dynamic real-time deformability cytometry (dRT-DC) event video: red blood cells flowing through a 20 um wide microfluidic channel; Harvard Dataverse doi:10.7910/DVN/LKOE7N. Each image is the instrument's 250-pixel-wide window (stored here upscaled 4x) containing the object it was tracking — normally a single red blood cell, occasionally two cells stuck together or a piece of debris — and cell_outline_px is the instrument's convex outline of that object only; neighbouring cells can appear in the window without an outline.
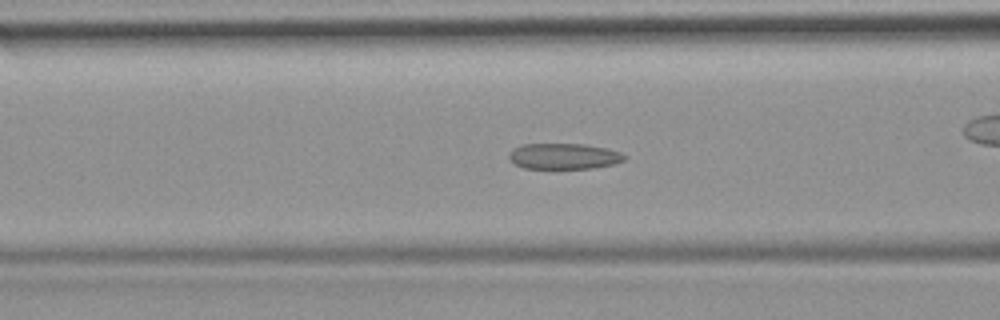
{"species": "common noctule bat (a hibernating species)", "species_latin": "Nyctalus noctula", "temperature_condition": "room temperature", "stored_images_in_passage": 32, "camera_frame_rate_fps": 3000, "um_per_image_px": 0.085, "animal": {"sex": "female", "body_mass_g": 19.9}, "frame": {"image": 1, "passage_image": 5, "time_ms": 1.333, "image_size_px": [1000, 320], "cell_outline_px": [[628, 156], [624, 160], [612, 164], [592, 168], [524, 168], [516, 164], [508, 156], [508, 152], [512, 148], [524, 144], [584, 144], [604, 148], [620, 152]], "centroid_in_image_um": [47.91, 13.27], "position_along_channel_um": 118.7, "area_um2": 17.22}, "authors_computed_cell_mechanics": {"area_um2": 17.7446, "velocity_mm_per_s": 3.9596, "shape_relaxation_time_tau1_ms": null, "shape_relaxation_time_tau2_ms": 1.7949, "deformation_change_tau1": null, "deformation_change_tau2": 0.0784}}